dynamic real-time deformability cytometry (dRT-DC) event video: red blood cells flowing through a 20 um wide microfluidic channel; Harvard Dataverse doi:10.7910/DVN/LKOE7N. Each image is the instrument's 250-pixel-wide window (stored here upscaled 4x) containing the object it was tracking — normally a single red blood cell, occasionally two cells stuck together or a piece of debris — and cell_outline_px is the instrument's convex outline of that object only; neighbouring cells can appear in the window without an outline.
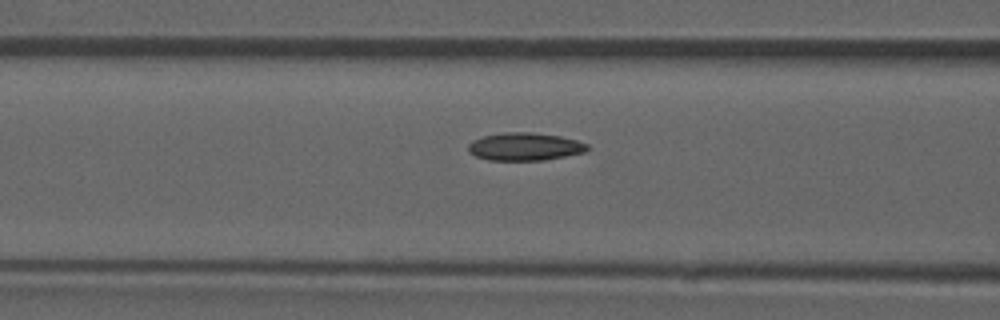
{"species": "common noctule bat (a hibernating species)", "species_latin": "Nyctalus noctula", "temperature_condition": "room temperature", "stored_images_in_passage": 5, "camera_frame_rate_fps": 3000, "um_per_image_px": 0.085, "animal": {"sex": "male", "forearm_length_mm": 52.5}, "frame": {"image": 1, "passage_image": 5, "time_ms": 5.0, "image_size_px": [1000, 320], "cell_outline_px": [[592, 148], [584, 152], [544, 160], [488, 160], [476, 156], [468, 152], [468, 144], [472, 140], [484, 136], [504, 132], [532, 132], [560, 136], [576, 140], [588, 144]], "centroid_in_image_um": [44.61, 12.46], "position_along_channel_um": 122.0, "area_um2": 19.36}}